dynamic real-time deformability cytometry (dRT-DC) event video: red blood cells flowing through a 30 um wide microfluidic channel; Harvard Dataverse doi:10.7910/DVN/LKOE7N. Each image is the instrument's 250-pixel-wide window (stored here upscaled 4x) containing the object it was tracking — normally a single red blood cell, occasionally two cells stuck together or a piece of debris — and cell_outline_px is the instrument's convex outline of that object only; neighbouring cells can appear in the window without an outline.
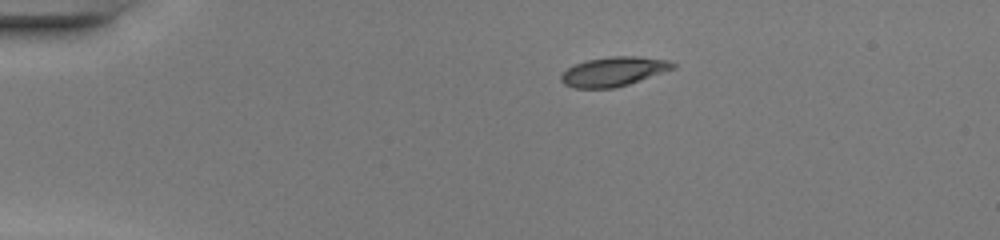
{"species": "common noctule bat (a hibernating species)", "species_latin": "Nyctalus noctula", "temperature_condition": "warm", "stored_images_in_passage": 39, "camera_frame_rate_fps": 3000, "um_per_image_px": 0.085, "animal": {"sex": "female", "body_mass_g": 20.0, "forearm_length_mm": 54.0}, "frame": {"image": 1, "passage_image": 1, "time_ms": 0.0, "image_size_px": [1000, 240], "cell_outline_px": [[676, 68], [616, 88], [576, 88], [564, 84], [560, 80], [560, 76], [568, 68], [576, 64], [588, 60], [612, 56], [636, 56], [668, 60], [676, 64]], "centroid_in_image_um": [52.17, 6.08], "position_along_channel_um": 32.8, "area_um2": 18.96}}
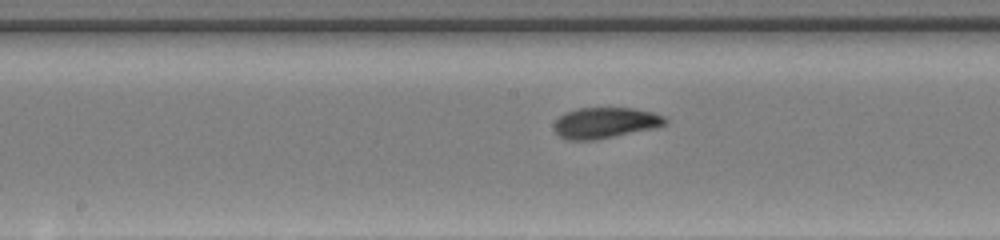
{"frame": {"image": 2, "passage_image": 17, "time_ms": 5.333, "image_size_px": [1000, 240], "cell_outline_px": [[668, 120], [664, 124], [652, 128], [596, 140], [568, 140], [560, 136], [556, 132], [556, 120], [564, 112], [580, 108], [632, 108], [652, 112], [664, 116]], "centroid_in_image_um": [51.43, 10.43], "position_along_channel_um": 196.8, "area_um2": 19.65}}
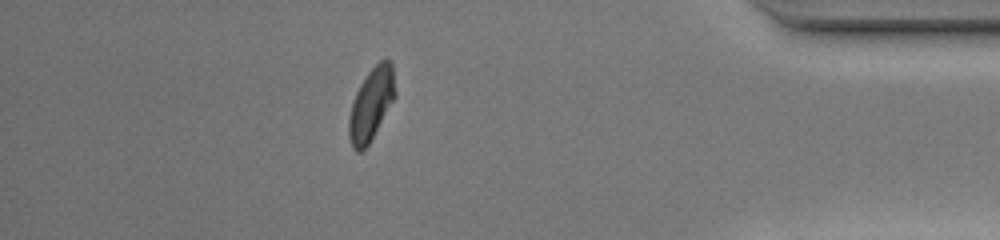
{"frame": {"image": 3, "passage_image": 34, "time_ms": 11.0, "image_size_px": [1000, 240], "cell_outline_px": [[396, 96], [368, 144], [360, 152], [356, 152], [352, 148], [348, 136], [348, 120], [352, 104], [356, 92], [360, 84], [368, 72], [380, 60], [388, 60], [392, 64], [396, 92]], "centroid_in_image_um": [31.54, 8.86], "position_along_channel_um": 403.7, "area_um2": 19.31}, "authors_computed_cell_mechanics": {"area_um2": 19.5364, "velocity_mm_per_s": 4.2881, "shape_relaxation_time_tau1_ms": 5.1141, "shape_relaxation_time_tau2_ms": 0.8927, "deformation_change_tau1": 0.2023, "deformation_change_tau2": 0.0617}}